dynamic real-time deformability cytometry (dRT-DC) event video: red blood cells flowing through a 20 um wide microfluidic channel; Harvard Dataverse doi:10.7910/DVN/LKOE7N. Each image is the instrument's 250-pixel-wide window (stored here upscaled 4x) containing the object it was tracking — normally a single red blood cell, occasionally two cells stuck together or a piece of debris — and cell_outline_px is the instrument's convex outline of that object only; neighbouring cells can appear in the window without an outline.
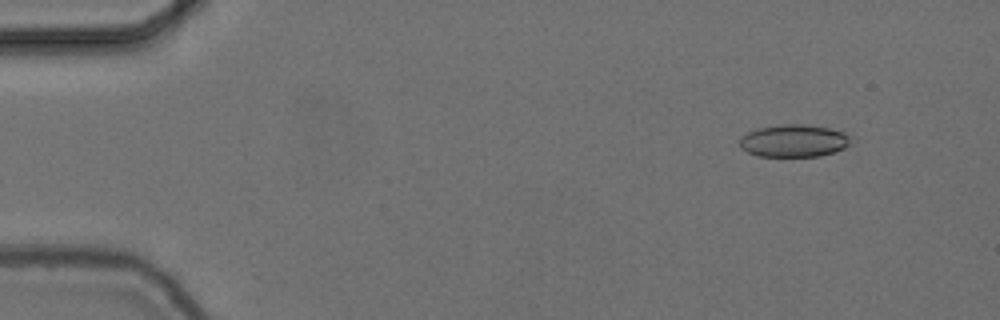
{"species": "common noctule bat (a hibernating species)", "species_latin": "Nyctalus noctula", "temperature_condition": "cold", "stored_images_in_passage": 54, "camera_frame_rate_fps": 3000, "um_per_image_px": 0.085, "animal": {"sex": "female", "body_mass_g": 24.6, "forearm_length_mm": 56.2}, "frame": {"image": 1, "passage_image": 5, "time_ms": 1.333, "image_size_px": [1000, 320], "cell_outline_px": [[848, 144], [844, 148], [820, 156], [756, 156], [740, 148], [740, 136], [756, 128], [780, 124], [804, 124], [828, 128], [844, 132], [848, 136]], "centroid_in_image_um": [67.4, 11.96], "position_along_channel_um": 17.6, "area_um2": 20.92}}
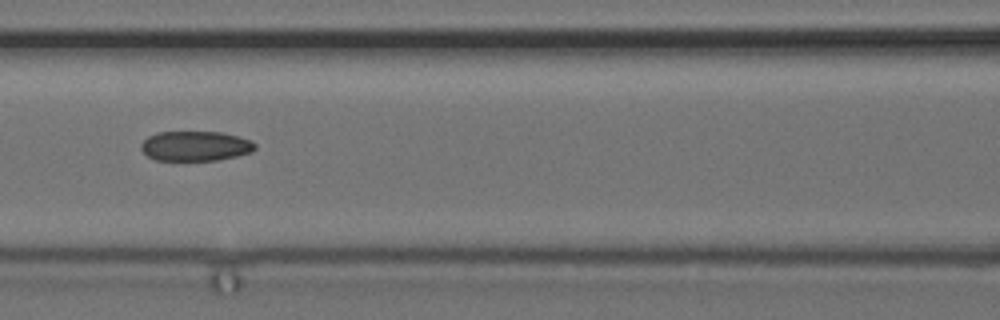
{"frame": {"image": 2, "passage_image": 24, "time_ms": 7.667, "image_size_px": [1000, 320], "cell_outline_px": [[256, 148], [252, 152], [236, 156], [216, 160], [156, 160], [148, 156], [140, 148], [140, 144], [148, 136], [156, 132], [220, 132], [240, 136], [252, 140], [256, 144]], "centroid_in_image_um": [16.63, 12.4], "position_along_channel_um": 150.0, "area_um2": 19.94}}
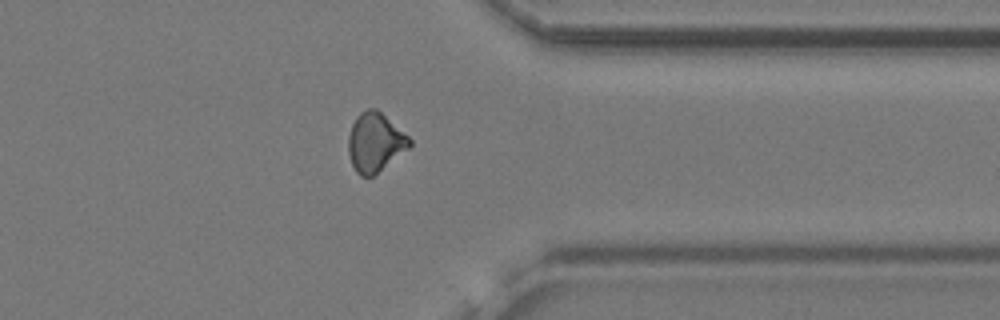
{"frame": {"image": 3, "passage_image": 43, "time_ms": 14.0, "image_size_px": [1000, 320], "cell_outline_px": [[412, 144], [408, 148], [372, 176], [360, 176], [356, 172], [352, 164], [348, 152], [348, 136], [352, 124], [356, 116], [360, 112], [368, 108], [376, 108], [408, 136], [412, 140]], "centroid_in_image_um": [31.85, 12.08], "position_along_channel_um": 379.5, "area_um2": 20.75}, "authors_computed_cell_mechanics": {"area_um2": 20.6924, "velocity_mm_per_s": 3.7324, "shape_relaxation_time_tau1_ms": 6.6227, "shape_relaxation_time_tau2_ms": 5.03, "deformation_change_tau1": 0.1396, "deformation_change_tau2": 0.108}}